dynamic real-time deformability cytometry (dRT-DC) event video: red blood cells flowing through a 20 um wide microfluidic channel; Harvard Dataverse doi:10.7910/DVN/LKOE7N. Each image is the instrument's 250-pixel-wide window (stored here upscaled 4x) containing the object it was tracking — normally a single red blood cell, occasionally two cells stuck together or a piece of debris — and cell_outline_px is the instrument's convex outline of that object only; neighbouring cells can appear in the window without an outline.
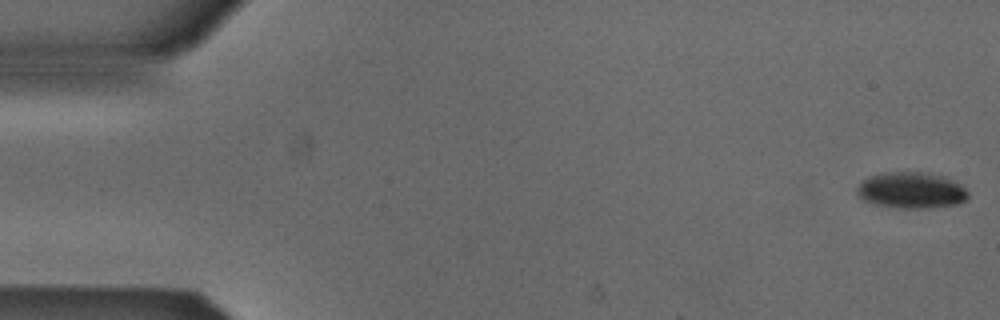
{"species": "Egyptian fruit bat (a non-hibernating species)", "species_latin": "Rousettus aegyptiacus", "temperature_condition": "cold", "stored_images_in_passage": 15, "camera_frame_rate_fps": 3000, "um_per_image_px": 0.085, "animal": {"sex": "male"}, "frame": {"image": 1, "passage_image": 1, "time_ms": 0.0, "image_size_px": [1000, 320], "cell_outline_px": [[968, 196], [960, 204], [932, 208], [896, 208], [872, 204], [860, 200], [856, 192], [856, 188], [864, 180], [872, 176], [884, 172], [924, 172], [944, 176], [960, 184], [968, 192]], "centroid_in_image_um": [77.44, 16.19], "position_along_channel_um": 7.6, "area_um2": 23.7}}